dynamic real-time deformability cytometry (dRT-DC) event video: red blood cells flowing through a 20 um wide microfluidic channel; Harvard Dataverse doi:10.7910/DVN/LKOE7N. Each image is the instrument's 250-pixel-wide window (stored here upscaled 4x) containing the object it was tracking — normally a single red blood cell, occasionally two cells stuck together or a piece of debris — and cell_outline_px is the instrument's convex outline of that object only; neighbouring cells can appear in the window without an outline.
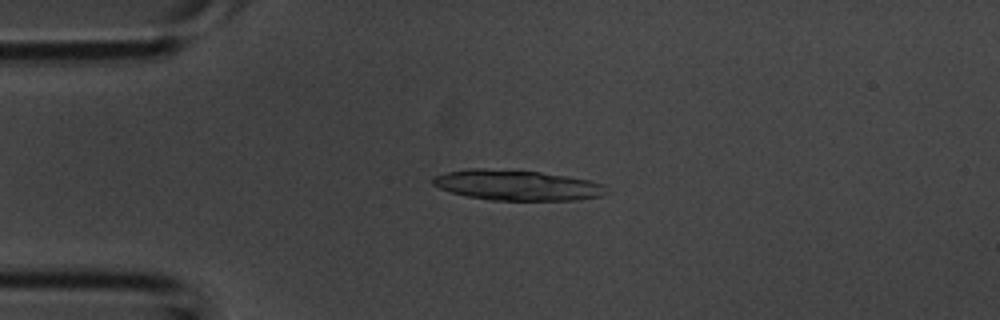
{"species": "common noctule bat (a hibernating species)", "species_latin": "Nyctalus noctula", "temperature_condition": "room temperature", "stored_images_in_passage": 11, "camera_frame_rate_fps": 3000, "um_per_image_px": 0.085, "animal": {"sex": "male", "body_mass_g": 20.1, "forearm_length_mm": 53.5}, "frame": {"image": 1, "passage_image": 9, "time_ms": 2.667, "image_size_px": [1000, 320], "cell_outline_px": [[608, 192], [604, 196], [576, 200], [492, 200], [468, 196], [452, 192], [440, 188], [432, 184], [432, 176], [448, 172], [468, 168], [484, 168], [540, 172], [568, 176], [588, 180], [604, 184]], "centroid_in_image_um": [43.97, 15.74], "position_along_channel_um": 41.0, "area_um2": 30.75}}